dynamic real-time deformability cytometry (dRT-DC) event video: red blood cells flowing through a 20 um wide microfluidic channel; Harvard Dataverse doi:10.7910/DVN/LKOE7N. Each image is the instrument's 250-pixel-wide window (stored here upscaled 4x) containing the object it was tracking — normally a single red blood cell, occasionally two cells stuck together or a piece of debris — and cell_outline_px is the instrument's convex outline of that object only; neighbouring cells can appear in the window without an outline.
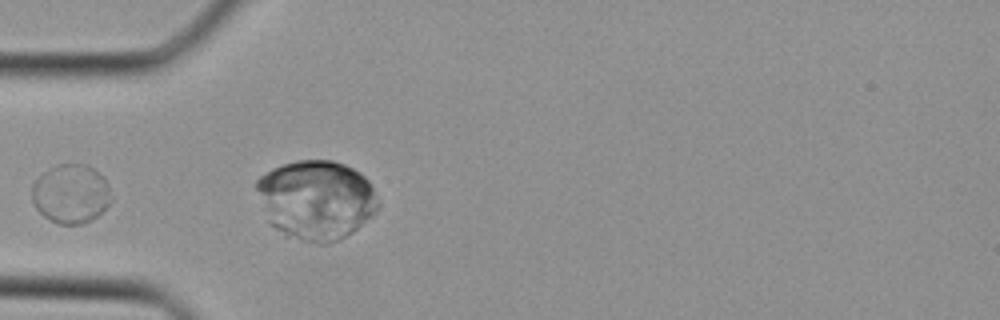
{"species": "Egyptian fruit bat (a non-hibernating species)", "species_latin": "Rousettus aegyptiacus", "temperature_condition": "cold", "stored_images_in_passage": 15, "camera_frame_rate_fps": 3000, "um_per_image_px": 0.085, "animal": {"sex": "female"}, "frame": {"image": 1, "passage_image": 1, "time_ms": 0.0, "image_size_px": [1000, 320], "cell_outline_px": [[112, 200], [96, 216], [80, 224], [60, 224], [44, 216], [32, 204], [32, 184], [44, 172], [56, 164], [88, 164], [104, 176], [112, 196]], "centroid_in_image_um": [6.02, 16.45], "position_along_channel_um": 79.0, "area_um2": 27.17}}
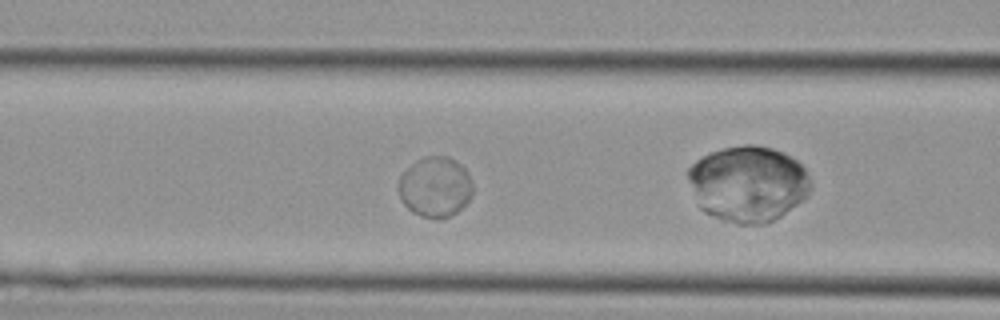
{"frame": {"image": 2, "passage_image": 4, "time_ms": 1.0, "image_size_px": [1000, 320], "cell_outline_px": [[472, 196], [456, 212], [440, 220], [436, 220], [420, 216], [412, 212], [400, 200], [396, 188], [396, 184], [400, 176], [416, 160], [424, 156], [448, 156], [456, 160], [468, 172], [472, 180]], "centroid_in_image_um": [36.96, 15.9], "position_along_channel_um": 129.6, "area_um2": 26.53}}
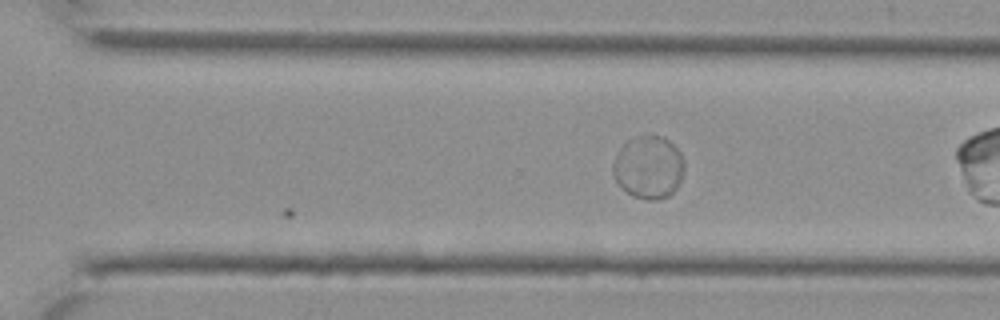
{"frame": {"image": 3, "passage_image": 15, "time_ms": 4.667, "image_size_px": [1000, 320], "cell_outline_px": [[684, 172], [676, 188], [668, 196], [660, 200], [648, 200], [632, 196], [612, 176], [612, 164], [620, 148], [628, 140], [636, 136], [664, 136], [680, 152], [684, 160]], "centroid_in_image_um": [55.13, 14.22], "position_along_channel_um": 315.5, "area_um2": 26.07}}